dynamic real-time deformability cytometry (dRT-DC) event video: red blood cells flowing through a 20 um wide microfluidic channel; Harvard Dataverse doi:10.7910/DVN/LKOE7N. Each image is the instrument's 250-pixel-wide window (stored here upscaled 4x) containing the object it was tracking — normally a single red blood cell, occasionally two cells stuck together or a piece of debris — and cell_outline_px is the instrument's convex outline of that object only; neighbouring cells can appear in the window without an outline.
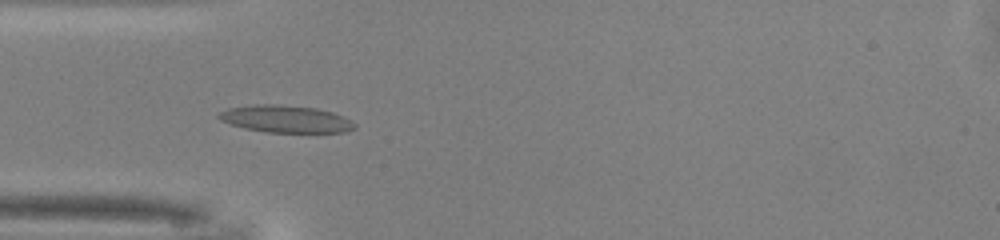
{"species": "common noctule bat (a hibernating species)", "species_latin": "Nyctalus noctula", "temperature_condition": "warm", "stored_images_in_passage": 49, "camera_frame_rate_fps": 3000, "um_per_image_px": 0.085, "animal": {"sex": "male", "body_mass_g": 13.0, "forearm_length_mm": 53.1}, "frame": {"image": 1, "passage_image": 14, "time_ms": 4.333, "image_size_px": [1000, 240], "cell_outline_px": [[356, 128], [348, 132], [264, 132], [244, 128], [220, 120], [216, 116], [220, 112], [228, 108], [252, 104], [276, 104], [316, 108], [332, 112], [344, 116], [352, 120], [356, 124]], "centroid_in_image_um": [24.3, 10.11], "position_along_channel_um": 60.7, "area_um2": 21.68}}
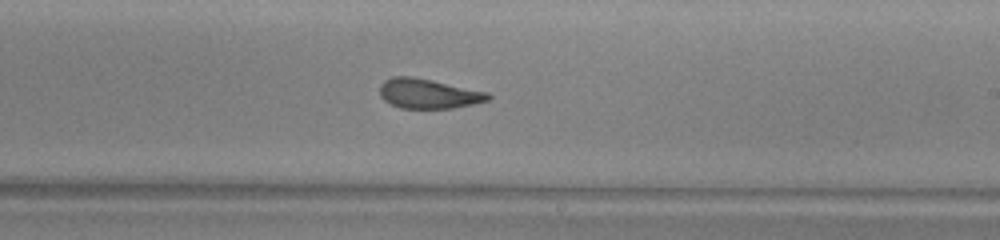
{"frame": {"image": 2, "passage_image": 28, "time_ms": 9.0, "image_size_px": [1000, 240], "cell_outline_px": [[492, 96], [488, 100], [472, 104], [452, 108], [400, 108], [384, 100], [380, 96], [380, 84], [384, 80], [392, 76], [412, 76], [432, 80], [488, 92]], "centroid_in_image_um": [36.39, 7.95], "position_along_channel_um": 252.6, "area_um2": 18.73}}
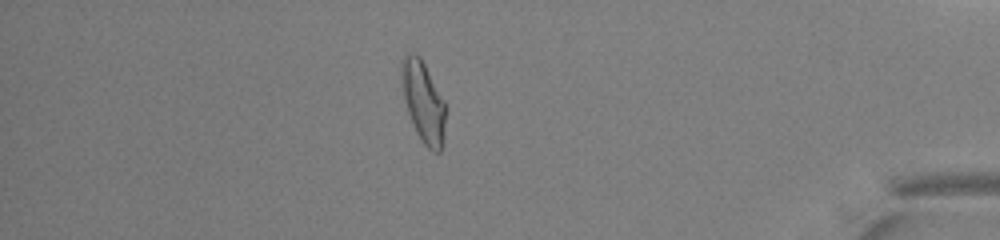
{"frame": {"image": 3, "passage_image": 42, "time_ms": 13.667, "image_size_px": [1000, 240], "cell_outline_px": [[444, 144], [440, 152], [432, 152], [420, 140], [416, 132], [408, 112], [404, 96], [400, 76], [400, 60], [408, 52], [416, 52], [420, 56], [444, 100]], "centroid_in_image_um": [35.96, 8.63], "position_along_channel_um": 399.2, "area_um2": 20.87}, "authors_computed_cell_mechanics": {"area_um2": 20.2878, "velocity_mm_per_s": 4.1336, "shape_relaxation_time_tau1_ms": 5.4152, "shape_relaxation_time_tau2_ms": 1.8574, "deformation_change_tau1": 0.1921, "deformation_change_tau2": 0.1083}}